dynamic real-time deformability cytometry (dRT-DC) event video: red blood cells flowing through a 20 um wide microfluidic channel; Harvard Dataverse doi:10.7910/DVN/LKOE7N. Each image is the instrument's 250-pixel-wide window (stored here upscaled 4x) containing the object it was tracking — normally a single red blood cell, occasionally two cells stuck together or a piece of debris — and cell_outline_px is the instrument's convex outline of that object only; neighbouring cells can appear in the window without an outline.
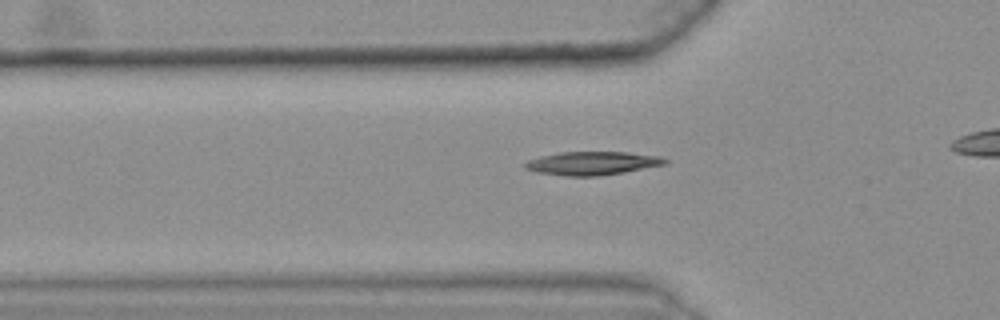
{"species": "common noctule bat (a hibernating species)", "species_latin": "Nyctalus noctula", "temperature_condition": "warm", "stored_images_in_passage": 29, "camera_frame_rate_fps": 3000, "um_per_image_px": 0.085, "animal": {"sex": "female", "body_mass_g": 25.1}, "frame": {"image": 1, "passage_image": 2, "time_ms": 0.333, "image_size_px": [1000, 320], "cell_outline_px": [[668, 164], [624, 172], [600, 176], [564, 176], [536, 172], [524, 168], [524, 164], [528, 160], [540, 156], [560, 152], [628, 152], [660, 156], [668, 160]], "centroid_in_image_um": [50.35, 13.88], "position_along_channel_um": 75.4, "area_um2": 19.25}}
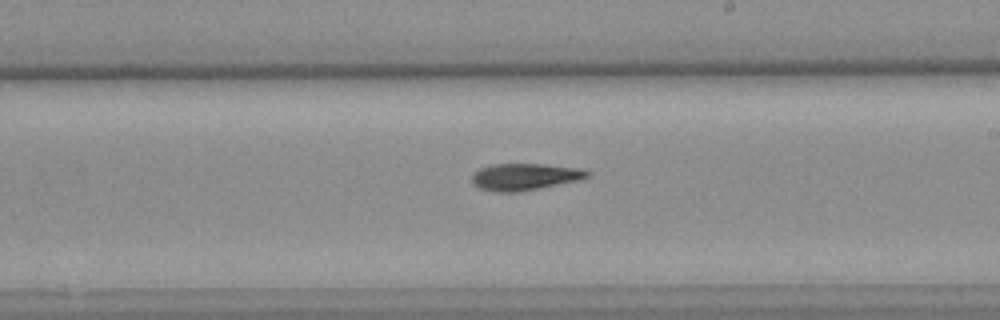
{"frame": {"image": 2, "passage_image": 16, "time_ms": 5.0, "image_size_px": [1000, 320], "cell_outline_px": [[592, 172], [588, 176], [580, 180], [516, 192], [492, 192], [480, 188], [472, 184], [472, 176], [480, 168], [492, 164], [540, 164], [580, 168]], "centroid_in_image_um": [44.59, 15.02], "position_along_channel_um": 244.4, "area_um2": 17.92}}
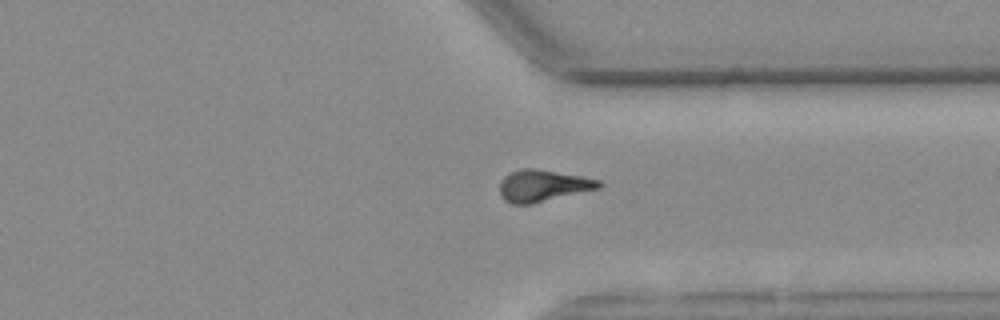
{"frame": {"image": 3, "passage_image": 26, "time_ms": 8.333, "image_size_px": [1000, 320], "cell_outline_px": [[604, 184], [600, 188], [532, 204], [512, 204], [504, 200], [500, 192], [500, 184], [504, 176], [512, 172], [524, 168], [532, 168], [580, 176], [600, 180]], "centroid_in_image_um": [46.16, 15.8], "position_along_channel_um": 365.2, "area_um2": 18.15}}